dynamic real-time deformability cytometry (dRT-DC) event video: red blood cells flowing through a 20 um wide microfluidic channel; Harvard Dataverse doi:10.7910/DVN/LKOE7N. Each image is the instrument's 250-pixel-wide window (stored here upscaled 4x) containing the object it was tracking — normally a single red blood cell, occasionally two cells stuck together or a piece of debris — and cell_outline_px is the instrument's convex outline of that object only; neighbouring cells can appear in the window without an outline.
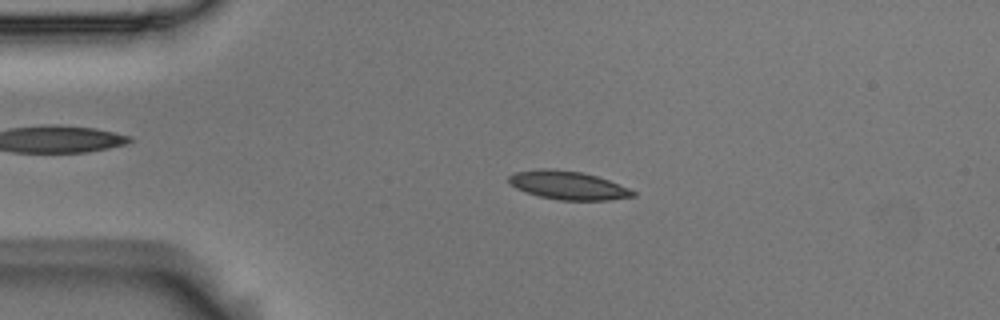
{"species": "Egyptian fruit bat (a non-hibernating species)", "species_latin": "Rousettus aegyptiacus", "temperature_condition": "room temperature", "stored_images_in_passage": 4, "camera_frame_rate_fps": 3000, "um_per_image_px": 0.085, "animal": {"sex": "male"}, "frame": {"image": 1, "passage_image": 3, "time_ms": 0.667, "image_size_px": [1000, 320], "cell_outline_px": [[636, 196], [608, 200], [560, 200], [540, 196], [516, 188], [508, 180], [508, 176], [516, 172], [540, 168], [548, 168], [580, 172], [596, 176], [608, 180], [628, 188], [636, 192]], "centroid_in_image_um": [48.29, 15.75], "position_along_channel_um": 36.7, "area_um2": 20.29}}